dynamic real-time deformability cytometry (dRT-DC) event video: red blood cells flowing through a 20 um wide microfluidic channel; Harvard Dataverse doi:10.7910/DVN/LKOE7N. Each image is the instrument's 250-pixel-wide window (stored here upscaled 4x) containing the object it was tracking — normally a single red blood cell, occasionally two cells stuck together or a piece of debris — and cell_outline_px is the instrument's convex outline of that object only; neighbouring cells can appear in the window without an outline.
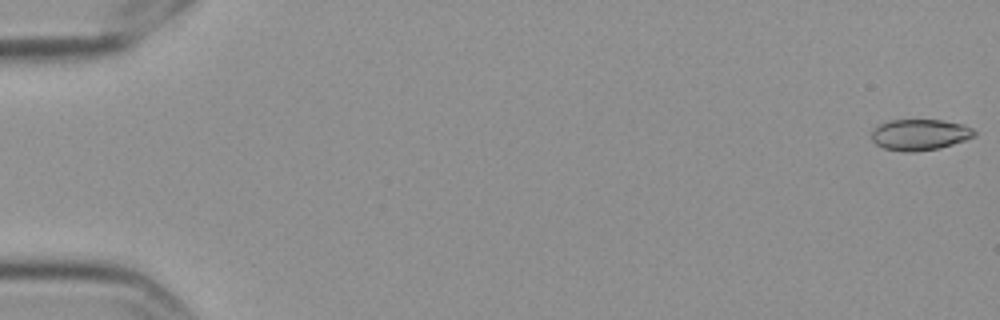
{"species": "Egyptian fruit bat (a non-hibernating species)", "species_latin": "Rousettus aegyptiacus", "temperature_condition": "cold", "stored_images_in_passage": 58, "camera_frame_rate_fps": 3000, "um_per_image_px": 0.085, "frame": {"image": 1, "passage_image": 1, "time_ms": 0.0, "image_size_px": [1000, 320], "cell_outline_px": [[976, 136], [940, 148], [912, 152], [904, 152], [884, 148], [876, 144], [872, 140], [872, 132], [880, 124], [888, 120], [944, 120], [960, 124], [972, 128], [976, 132]], "centroid_in_image_um": [78.18, 11.45], "position_along_channel_um": 6.8, "area_um2": 18.5}}
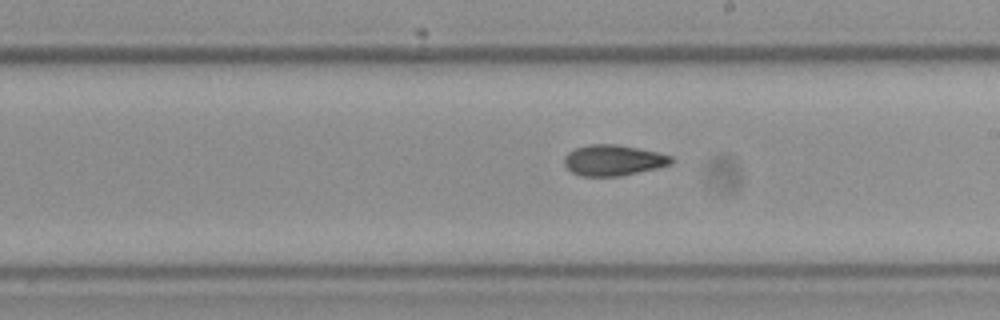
{"frame": {"image": 2, "passage_image": 34, "time_ms": 11.0, "image_size_px": [1000, 320], "cell_outline_px": [[676, 160], [672, 164], [656, 168], [620, 176], [580, 176], [572, 172], [564, 164], [564, 156], [568, 152], [576, 148], [588, 144], [616, 144], [656, 152], [672, 156]], "centroid_in_image_um": [52.13, 13.62], "position_along_channel_um": 236.9, "area_um2": 19.19}}
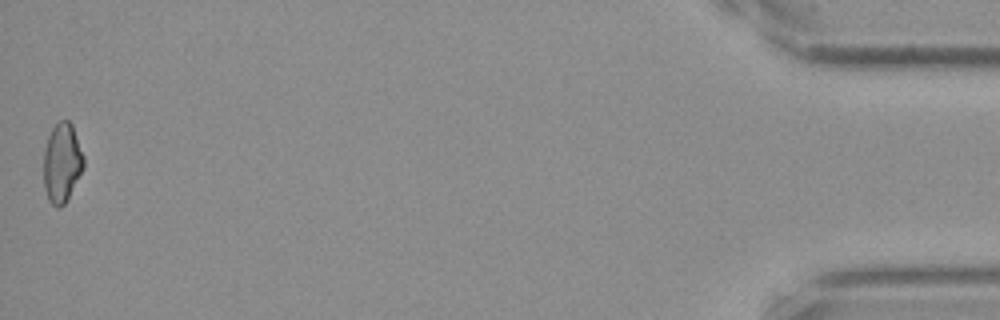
{"frame": {"image": 3, "passage_image": 58, "time_ms": 19.0, "image_size_px": [1000, 320], "cell_outline_px": [[84, 168], [68, 200], [60, 208], [56, 208], [48, 200], [44, 188], [44, 152], [48, 136], [52, 128], [60, 120], [68, 120], [72, 124], [84, 156]], "centroid_in_image_um": [5.28, 13.87], "position_along_channel_um": 429.9, "area_um2": 18.73}, "authors_computed_cell_mechanics": {"area_um2": 19.074, "velocity_mm_per_s": 3.547, "shape_relaxation_time_tau1_ms": null, "shape_relaxation_time_tau2_ms": 3.8127, "deformation_change_tau1": null, "deformation_change_tau2": 0.0827}}